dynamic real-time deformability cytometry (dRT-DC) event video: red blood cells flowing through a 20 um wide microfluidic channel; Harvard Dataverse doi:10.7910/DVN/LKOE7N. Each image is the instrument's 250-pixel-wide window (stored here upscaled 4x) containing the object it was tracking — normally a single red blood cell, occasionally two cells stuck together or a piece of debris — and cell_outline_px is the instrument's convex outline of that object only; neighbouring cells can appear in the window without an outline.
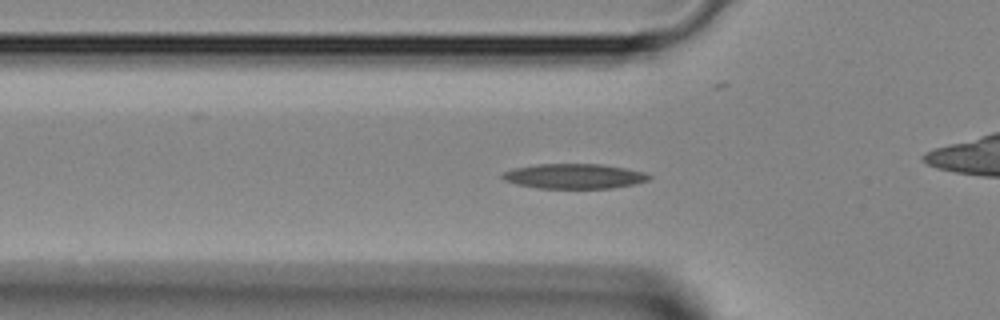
{"species": "Egyptian fruit bat (a non-hibernating species)", "species_latin": "Rousettus aegyptiacus", "temperature_condition": "room temperature", "stored_images_in_passage": 43, "camera_frame_rate_fps": 3000, "um_per_image_px": 0.085, "animal": {"sex": "female"}, "frame": {"image": 1, "passage_image": 13, "time_ms": 4.0, "image_size_px": [1000, 320], "cell_outline_px": [[652, 176], [648, 180], [632, 184], [612, 188], [540, 188], [516, 184], [504, 180], [500, 176], [504, 172], [512, 168], [536, 164], [604, 164], [648, 172]], "centroid_in_image_um": [48.82, 14.96], "position_along_channel_um": 77.0, "area_um2": 21.39}}
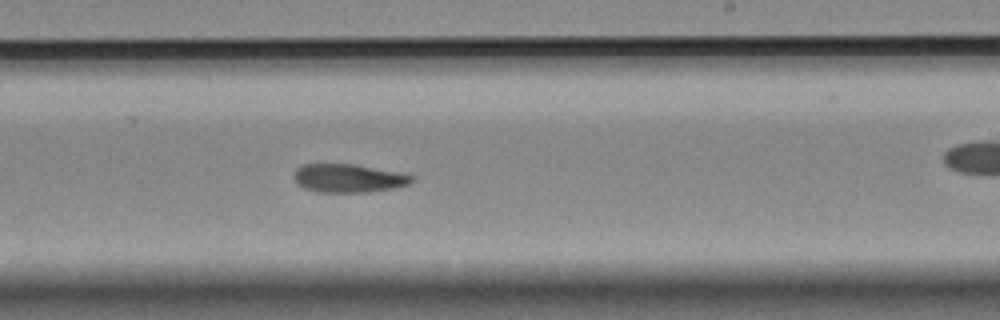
{"frame": {"image": 2, "passage_image": 25, "time_ms": 8.0, "image_size_px": [1000, 320], "cell_outline_px": [[416, 180], [408, 184], [396, 188], [368, 192], [316, 192], [304, 188], [296, 184], [292, 176], [296, 168], [304, 164], [352, 164], [404, 172], [416, 176]], "centroid_in_image_um": [29.66, 15.15], "position_along_channel_um": 259.3, "area_um2": 20.0}}
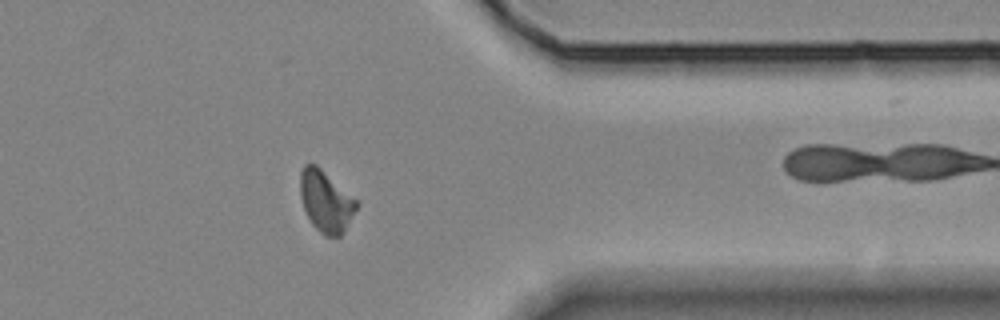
{"frame": {"image": 3, "passage_image": 34, "time_ms": 11.0, "image_size_px": [1000, 320], "cell_outline_px": [[360, 204], [340, 236], [324, 236], [312, 224], [304, 208], [300, 196], [300, 172], [304, 164], [316, 164], [360, 200]], "centroid_in_image_um": [27.73, 17.08], "position_along_channel_um": 383.7, "area_um2": 20.4}}